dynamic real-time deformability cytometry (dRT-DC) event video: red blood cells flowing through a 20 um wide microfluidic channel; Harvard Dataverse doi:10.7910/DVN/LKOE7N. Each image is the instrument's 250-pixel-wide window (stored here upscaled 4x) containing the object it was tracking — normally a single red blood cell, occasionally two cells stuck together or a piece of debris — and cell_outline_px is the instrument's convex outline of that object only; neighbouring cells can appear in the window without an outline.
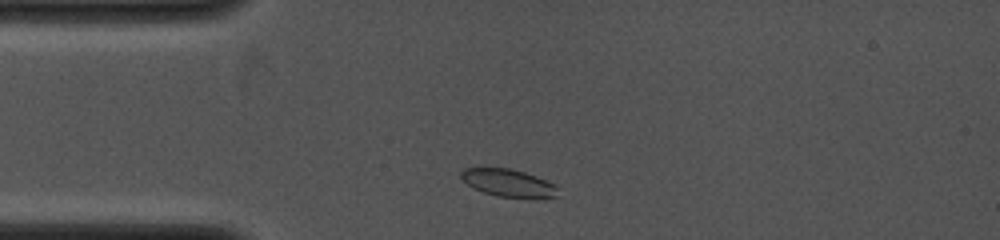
{"species": "common noctule bat (a hibernating species)", "species_latin": "Nyctalus noctula", "temperature_condition": "cold", "stored_images_in_passage": 41, "camera_frame_rate_fps": 4000, "um_per_image_px": 0.085, "animal": {"sex": "female", "body_mass_g": 19.0, "forearm_length_mm": 53.3}, "frame": {"image": 1, "passage_image": 3, "time_ms": 0.5, "image_size_px": [1000, 240], "cell_outline_px": [[556, 196], [544, 200], [496, 196], [472, 188], [460, 176], [460, 172], [464, 168], [508, 168], [524, 172], [536, 176], [556, 184]], "centroid_in_image_um": [43.25, 15.58], "position_along_channel_um": 41.8, "area_um2": 15.84}}
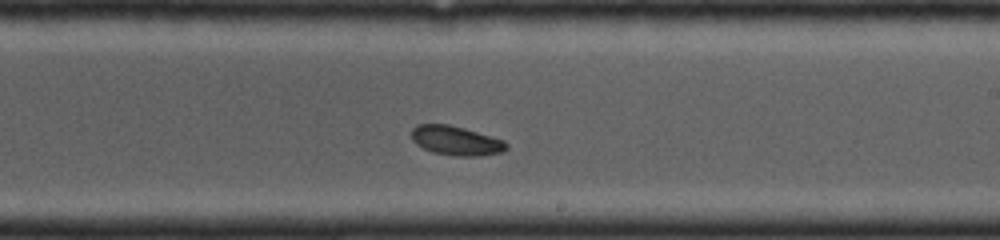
{"frame": {"image": 2, "passage_image": 24, "time_ms": 5.75, "image_size_px": [1000, 240], "cell_outline_px": [[508, 148], [504, 152], [480, 156], [456, 156], [432, 152], [416, 144], [412, 140], [412, 128], [416, 124], [448, 124], [464, 128], [504, 140], [508, 144]], "centroid_in_image_um": [38.78, 11.96], "position_along_channel_um": 250.2, "area_um2": 16.3}}
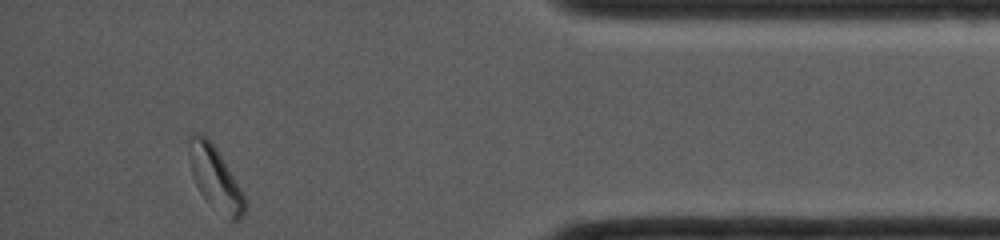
{"frame": {"image": 3, "passage_image": 41, "time_ms": 10.25, "image_size_px": [1000, 240], "cell_outline_px": [[248, 204], [240, 220], [236, 224], [232, 224], [212, 208], [208, 204], [200, 192], [192, 176], [188, 156], [188, 140], [192, 132], [200, 132], [216, 148], [240, 188]], "centroid_in_image_um": [18.29, 15.23], "position_along_channel_um": 416.9, "area_um2": 20.98}}